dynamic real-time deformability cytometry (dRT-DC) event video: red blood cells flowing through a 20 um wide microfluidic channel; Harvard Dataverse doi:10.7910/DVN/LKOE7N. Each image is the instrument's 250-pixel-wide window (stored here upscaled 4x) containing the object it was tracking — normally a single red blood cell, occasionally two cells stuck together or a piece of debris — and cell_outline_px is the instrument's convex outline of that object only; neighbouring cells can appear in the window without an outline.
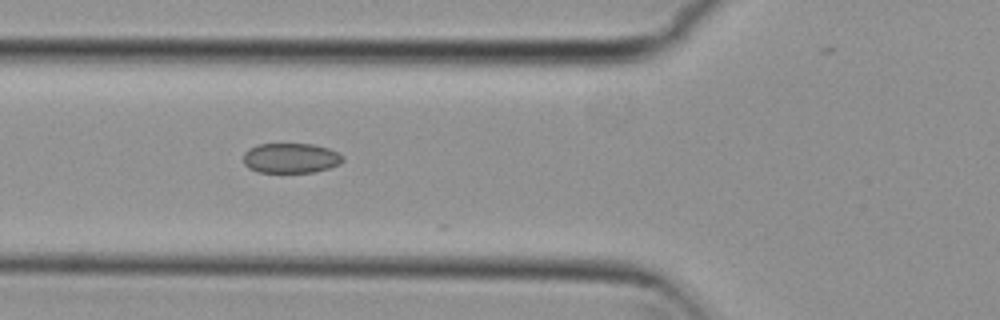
{"species": "common noctule bat (a hibernating species)", "species_latin": "Nyctalus noctula", "temperature_condition": "cold", "stored_images_in_passage": 6, "camera_frame_rate_fps": 3000, "um_per_image_px": 0.085, "animal": {"sex": "female", "body_mass_g": 29.2, "forearm_length_mm": 56.3}, "frame": {"image": 1, "passage_image": 5, "time_ms": 1.333, "image_size_px": [1000, 320], "cell_outline_px": [[344, 160], [340, 164], [328, 168], [312, 172], [256, 172], [248, 168], [244, 164], [244, 152], [248, 148], [256, 144], [312, 144], [328, 148], [344, 156]], "centroid_in_image_um": [24.69, 13.43], "position_along_channel_um": 101.1, "area_um2": 17.46}}